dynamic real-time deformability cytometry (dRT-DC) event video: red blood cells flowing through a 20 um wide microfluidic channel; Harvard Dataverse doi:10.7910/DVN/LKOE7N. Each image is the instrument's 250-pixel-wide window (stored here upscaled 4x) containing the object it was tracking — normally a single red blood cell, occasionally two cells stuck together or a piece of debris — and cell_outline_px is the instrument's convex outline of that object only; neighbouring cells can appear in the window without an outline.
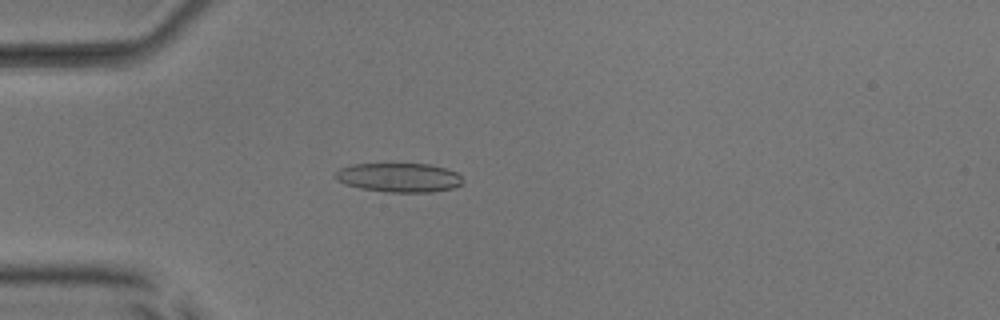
{"species": "common noctule bat (a hibernating species)", "species_latin": "Nyctalus noctula", "temperature_condition": "room temperature", "stored_images_in_passage": 52, "camera_frame_rate_fps": 3000, "um_per_image_px": 0.085, "animal": {"sex": "male", "body_mass_g": 17.9, "forearm_length_mm": 54.2}, "frame": {"image": 1, "passage_image": 15, "time_ms": 4.667, "image_size_px": [1000, 320], "cell_outline_px": [[464, 180], [460, 184], [452, 188], [432, 192], [388, 192], [360, 188], [344, 184], [336, 180], [332, 176], [340, 168], [352, 164], [428, 164], [444, 168], [456, 172]], "centroid_in_image_um": [33.87, 15.09], "position_along_channel_um": 51.1, "area_um2": 21.62}}
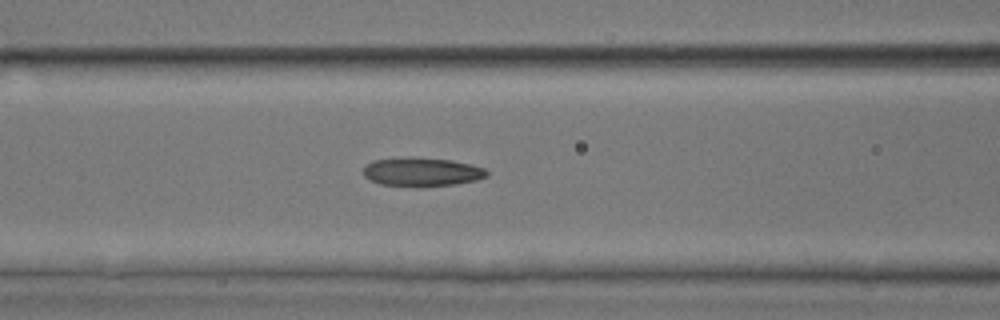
{"frame": {"image": 2, "passage_image": 22, "time_ms": 7.0, "image_size_px": [1000, 320], "cell_outline_px": [[488, 176], [476, 180], [456, 184], [420, 188], [380, 184], [364, 176], [364, 168], [372, 160], [408, 156], [412, 156], [452, 160], [472, 164], [484, 168], [488, 172]], "centroid_in_image_um": [35.87, 14.61], "position_along_channel_um": 130.7, "area_um2": 21.21}}
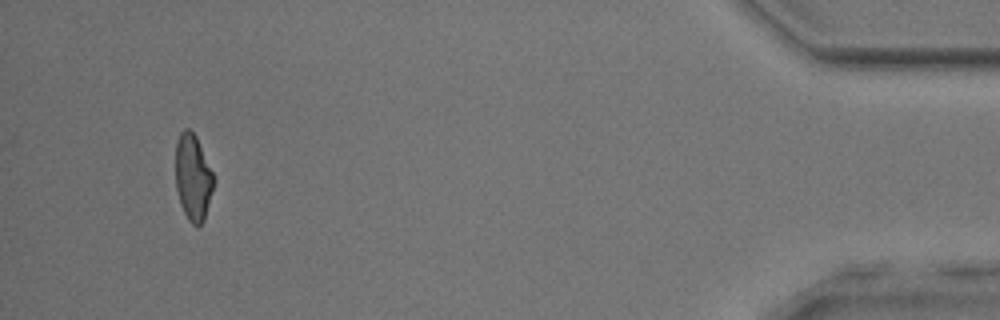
{"frame": {"image": 3, "passage_image": 49, "time_ms": 16.0, "image_size_px": [1000, 320], "cell_outline_px": [[212, 188], [204, 220], [200, 224], [192, 224], [188, 220], [180, 204], [176, 188], [176, 144], [180, 132], [184, 128], [188, 128], [196, 136], [212, 172]], "centroid_in_image_um": [16.37, 15.06], "position_along_channel_um": 418.8, "area_um2": 18.61}, "authors_computed_cell_mechanics": {"area_um2": 20.4612, "velocity_mm_per_s": 3.9972, "shape_relaxation_time_tau1_ms": 7.8579, "shape_relaxation_time_tau2_ms": 2.946, "deformation_change_tau1": 0.1904, "deformation_change_tau2": 0.1117}}